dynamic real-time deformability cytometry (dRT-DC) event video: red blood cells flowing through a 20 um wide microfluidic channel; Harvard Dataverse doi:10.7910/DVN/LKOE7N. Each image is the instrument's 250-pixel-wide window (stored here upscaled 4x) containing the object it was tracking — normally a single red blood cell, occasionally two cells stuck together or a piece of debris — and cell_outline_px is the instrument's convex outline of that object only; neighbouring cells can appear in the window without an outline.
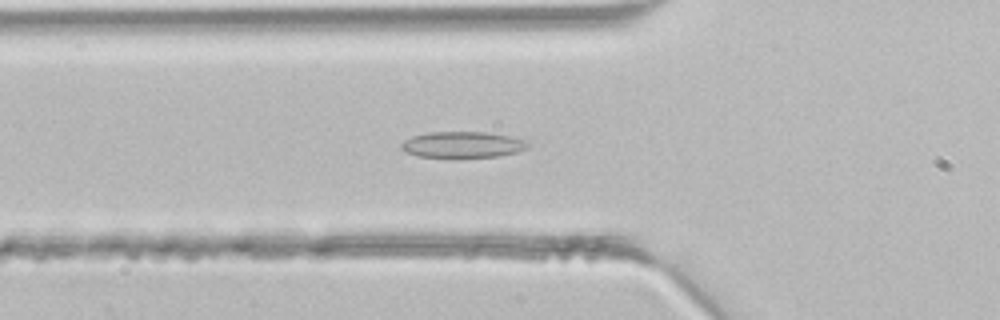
{"species": "common noctule bat (a hibernating species)", "species_latin": "Nyctalus noctula", "temperature_condition": "room temperature", "stored_images_in_passage": 35, "camera_frame_rate_fps": 3000, "um_per_image_px": 0.085, "animal": {"sex": "male", "body_mass_g": 21.5, "forearm_length_mm": 52.0}, "frame": {"image": 1, "passage_image": 7, "time_ms": 2.0, "image_size_px": [1000, 320], "cell_outline_px": [[532, 144], [528, 148], [516, 152], [500, 156], [420, 156], [408, 152], [400, 148], [400, 144], [404, 140], [412, 136], [428, 132], [484, 132], [508, 136], [524, 140]], "centroid_in_image_um": [39.34, 12.27], "position_along_channel_um": 86.5, "area_um2": 18.84}}
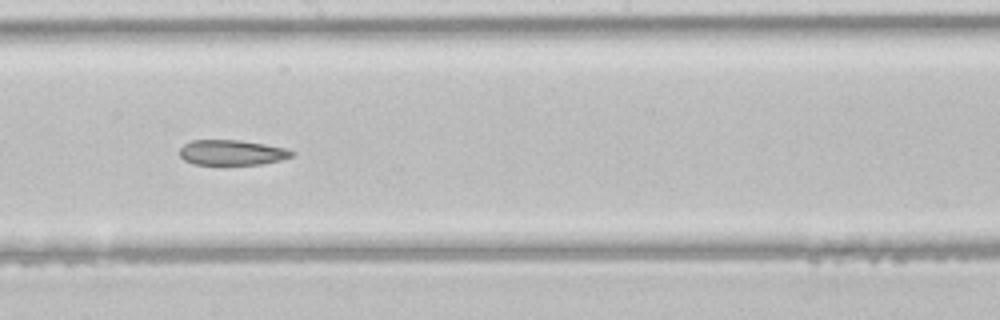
{"frame": {"image": 2, "passage_image": 16, "time_ms": 5.0, "image_size_px": [1000, 320], "cell_outline_px": [[296, 152], [292, 156], [280, 160], [260, 164], [192, 164], [184, 160], [180, 156], [180, 148], [184, 144], [192, 140], [240, 140], [288, 148]], "centroid_in_image_um": [19.72, 12.96], "position_along_channel_um": 228.5, "area_um2": 16.47}}
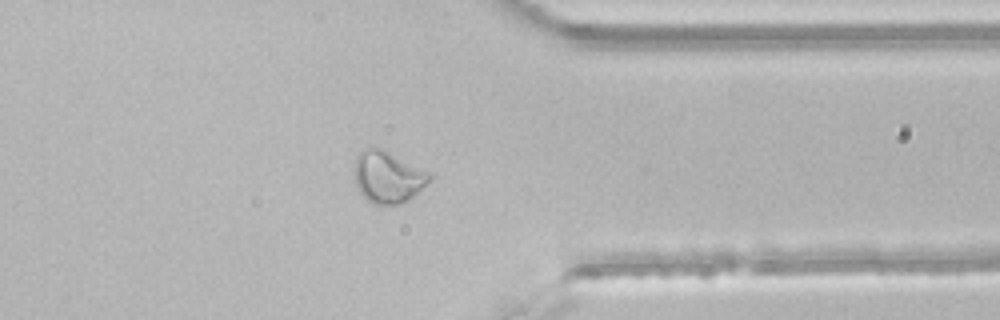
{"frame": {"image": 3, "passage_image": 26, "time_ms": 8.333, "image_size_px": [1000, 320], "cell_outline_px": [[432, 180], [412, 196], [396, 204], [372, 204], [360, 192], [356, 184], [356, 156], [360, 148], [380, 148], [428, 172], [432, 176]], "centroid_in_image_um": [32.95, 15.03], "position_along_channel_um": 378.5, "area_um2": 21.96}}